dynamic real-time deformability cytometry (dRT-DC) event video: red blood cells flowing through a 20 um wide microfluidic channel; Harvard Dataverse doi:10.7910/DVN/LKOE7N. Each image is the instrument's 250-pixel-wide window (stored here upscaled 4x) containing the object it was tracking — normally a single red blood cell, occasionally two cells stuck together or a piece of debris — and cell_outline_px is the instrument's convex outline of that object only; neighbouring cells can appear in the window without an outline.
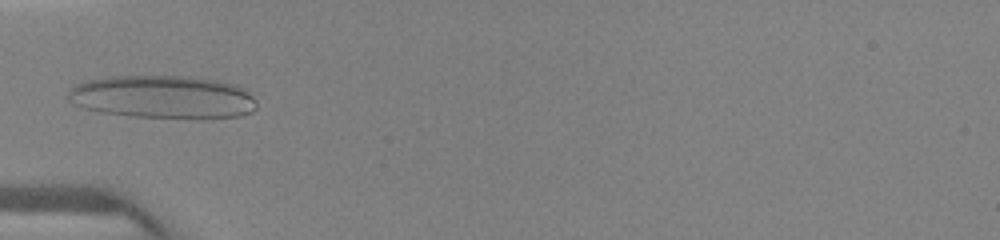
{"species": "human", "species_latin": "Homo sapiens", "temperature_condition": "warm", "stored_images_in_passage": 22, "camera_frame_rate_fps": 3000, "um_per_image_px": 0.085, "donor": {"sex": "female"}, "frame": {"image": 1, "passage_image": 3, "time_ms": 1.333, "image_size_px": [1000, 240], "cell_outline_px": [[256, 108], [252, 112], [240, 116], [132, 116], [104, 112], [84, 108], [68, 100], [68, 92], [76, 84], [88, 80], [112, 76], [188, 76], [220, 80], [236, 84], [244, 88], [256, 100]], "centroid_in_image_um": [13.85, 8.2], "position_along_channel_um": 71.1, "area_um2": 46.47}}
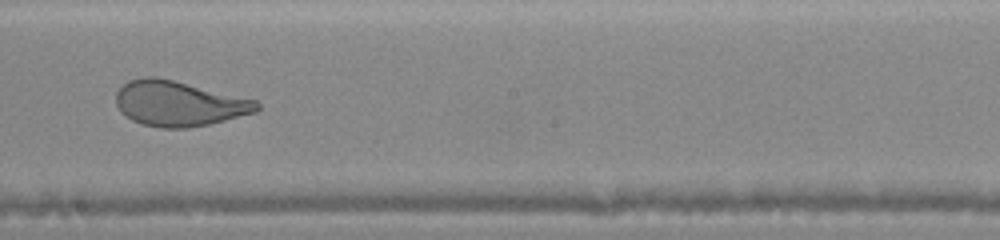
{"frame": {"image": 2, "passage_image": 10, "time_ms": 5.0, "image_size_px": [1000, 240], "cell_outline_px": [[260, 108], [256, 112], [208, 124], [188, 128], [160, 128], [144, 124], [132, 120], [124, 116], [120, 112], [116, 104], [116, 92], [128, 80], [144, 76], [156, 76], [256, 100], [260, 104]], "centroid_in_image_um": [15.17, 8.8], "position_along_channel_um": 233.0, "area_um2": 36.99}}
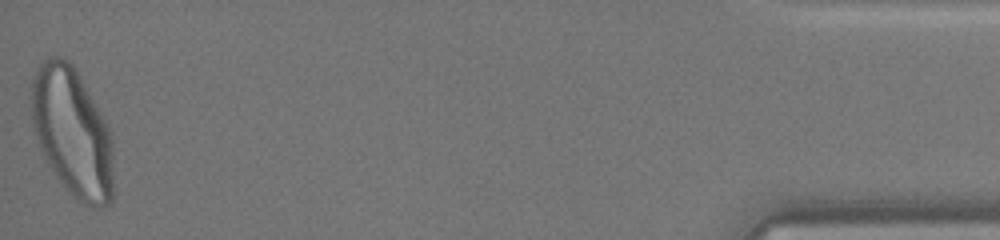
{"frame": {"image": 3, "passage_image": 22, "time_ms": 11.333, "image_size_px": [1000, 240], "cell_outline_px": [[112, 200], [108, 204], [92, 208], [84, 204], [72, 196], [56, 176], [40, 148], [32, 120], [32, 80], [40, 64], [48, 56], [60, 56], [68, 60], [72, 64], [112, 132]], "centroid_in_image_um": [6.15, 11.24], "position_along_channel_um": 429.0, "area_um2": 60.92}}